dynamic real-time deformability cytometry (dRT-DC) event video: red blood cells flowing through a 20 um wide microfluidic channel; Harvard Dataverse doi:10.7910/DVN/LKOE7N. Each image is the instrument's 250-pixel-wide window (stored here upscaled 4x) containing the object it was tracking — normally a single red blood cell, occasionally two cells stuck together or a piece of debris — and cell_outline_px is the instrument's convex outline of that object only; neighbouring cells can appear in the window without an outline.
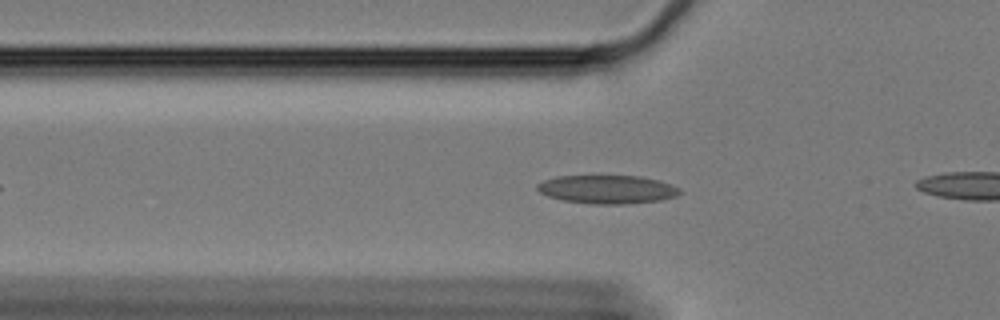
{"species": "Egyptian fruit bat (a non-hibernating species)", "species_latin": "Rousettus aegyptiacus", "temperature_condition": "cold", "stored_images_in_passage": 42, "camera_frame_rate_fps": 3000, "um_per_image_px": 0.085, "animal": {"sex": "female"}, "frame": {"image": 1, "passage_image": 13, "time_ms": 4.0, "image_size_px": [1000, 320], "cell_outline_px": [[680, 192], [676, 196], [660, 200], [624, 204], [592, 204], [560, 200], [548, 196], [540, 192], [536, 188], [536, 184], [544, 180], [556, 176], [640, 176], [660, 180], [672, 184], [680, 188]], "centroid_in_image_um": [51.6, 16.09], "position_along_channel_um": 74.2, "area_um2": 23.76}}
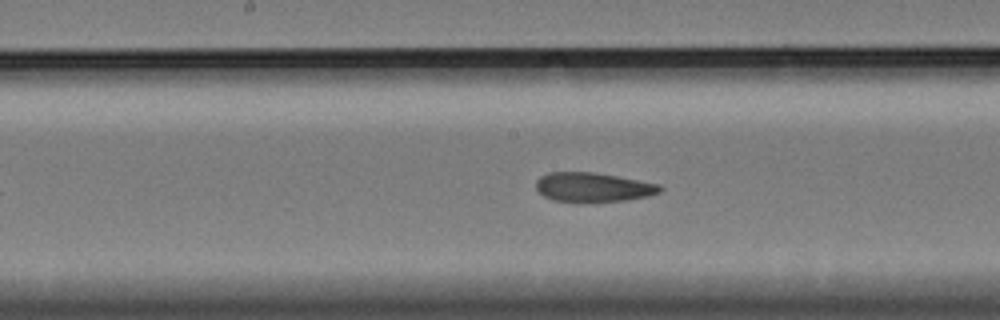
{"frame": {"image": 2, "passage_image": 24, "time_ms": 7.667, "image_size_px": [1000, 320], "cell_outline_px": [[664, 188], [660, 192], [648, 196], [628, 200], [552, 200], [544, 196], [536, 188], [536, 180], [540, 176], [548, 172], [592, 172], [616, 176], [660, 184]], "centroid_in_image_um": [50.42, 15.88], "position_along_channel_um": 197.8, "area_um2": 20.63}}
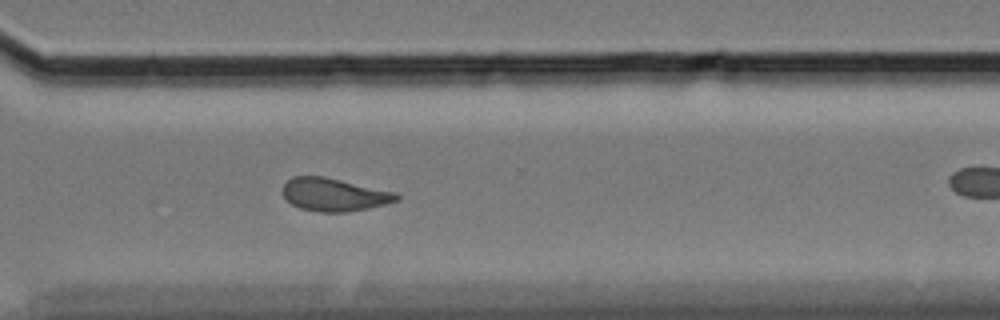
{"frame": {"image": 3, "passage_image": 37, "time_ms": 12.0, "image_size_px": [1000, 320], "cell_outline_px": [[400, 200], [368, 208], [344, 212], [320, 212], [300, 208], [292, 204], [284, 196], [284, 184], [292, 176], [324, 176], [396, 192], [400, 196]], "centroid_in_image_um": [28.42, 16.54], "position_along_channel_um": 342.2, "area_um2": 21.73}}